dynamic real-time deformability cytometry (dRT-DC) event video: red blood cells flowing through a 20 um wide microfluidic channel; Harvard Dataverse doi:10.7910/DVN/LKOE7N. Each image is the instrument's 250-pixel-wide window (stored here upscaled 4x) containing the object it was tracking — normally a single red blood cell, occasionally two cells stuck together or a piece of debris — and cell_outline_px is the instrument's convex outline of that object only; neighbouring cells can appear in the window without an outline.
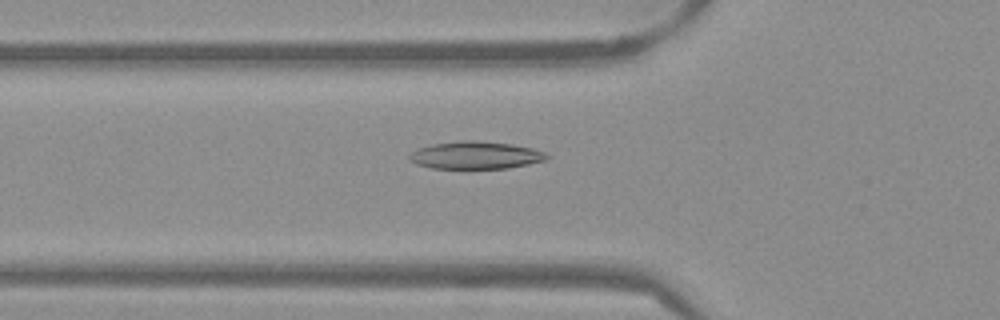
{"species": "Egyptian fruit bat (a non-hibernating species)", "species_latin": "Rousettus aegyptiacus", "temperature_condition": "warm", "stored_images_in_passage": 53, "camera_frame_rate_fps": 3000, "um_per_image_px": 0.085, "frame": {"image": 1, "passage_image": 19, "time_ms": 6.0, "image_size_px": [1000, 320], "cell_outline_px": [[552, 156], [544, 160], [528, 164], [508, 168], [432, 168], [416, 164], [408, 160], [408, 156], [412, 152], [420, 148], [432, 144], [464, 140], [472, 140], [512, 144], [532, 148], [544, 152]], "centroid_in_image_um": [40.43, 13.19], "position_along_channel_um": 85.4, "area_um2": 21.91}}
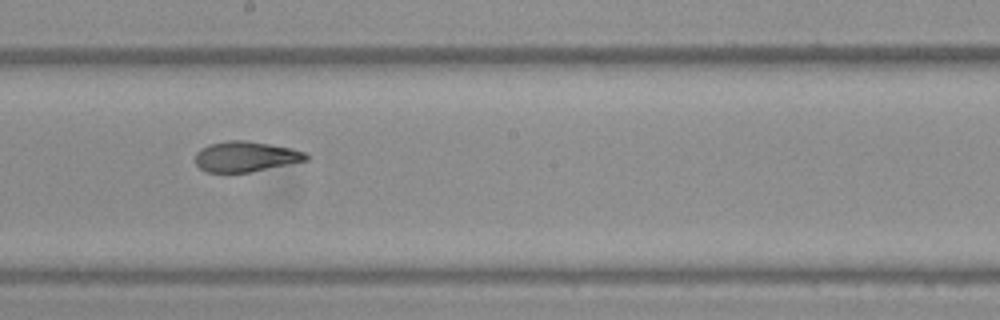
{"frame": {"image": 2, "passage_image": 30, "time_ms": 9.667, "image_size_px": [1000, 320], "cell_outline_px": [[312, 156], [308, 160], [248, 172], [204, 172], [196, 164], [196, 152], [200, 148], [208, 144], [228, 140], [248, 140], [292, 148], [308, 152]], "centroid_in_image_um": [20.91, 13.29], "position_along_channel_um": 227.3, "area_um2": 19.83}}
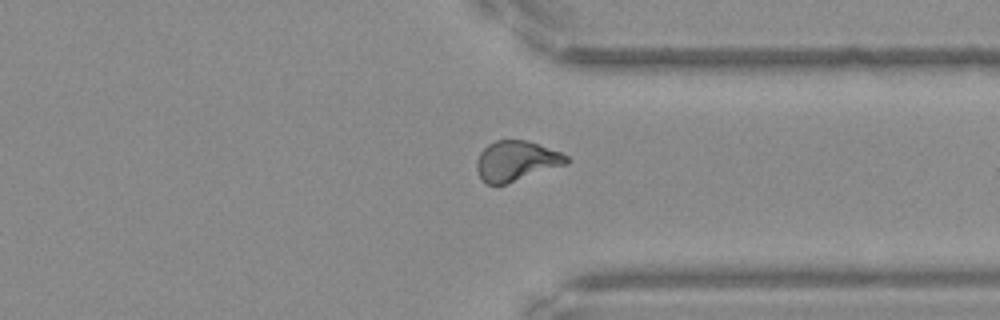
{"frame": {"image": 3, "passage_image": 41, "time_ms": 13.333, "image_size_px": [1000, 320], "cell_outline_px": [[568, 164], [504, 184], [488, 184], [480, 176], [476, 168], [476, 160], [480, 152], [488, 144], [496, 140], [528, 140], [560, 152], [568, 156]], "centroid_in_image_um": [43.88, 13.66], "position_along_channel_um": 367.5, "area_um2": 20.81}, "authors_computed_cell_mechanics": {"area_um2": 20.9236, "velocity_mm_per_s": 3.8421, "shape_relaxation_time_tau1_ms": 9.6666, "shape_relaxation_time_tau2_ms": 2.4156, "deformation_change_tau1": 0.2561, "deformation_change_tau2": 0.0894}}